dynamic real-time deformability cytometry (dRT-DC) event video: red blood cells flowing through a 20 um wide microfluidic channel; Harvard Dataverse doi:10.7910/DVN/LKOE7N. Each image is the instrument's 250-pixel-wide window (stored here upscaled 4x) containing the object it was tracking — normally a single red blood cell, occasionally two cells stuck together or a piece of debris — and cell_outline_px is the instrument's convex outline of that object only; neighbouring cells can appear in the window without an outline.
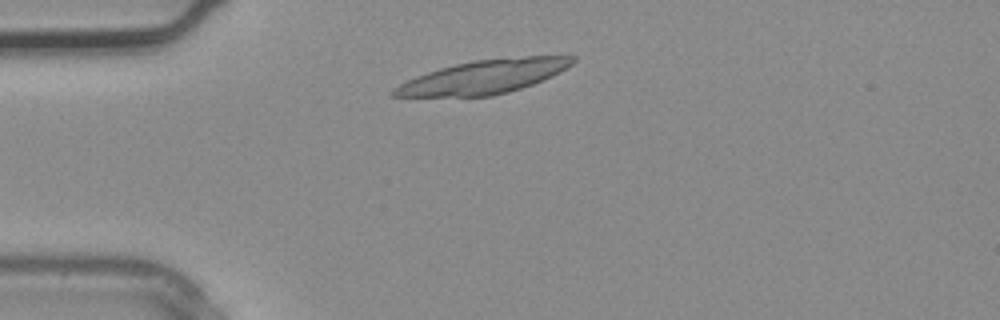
{"species": "common noctule bat (a hibernating species)", "species_latin": "Nyctalus noctula", "temperature_condition": "warm", "stored_images_in_passage": 1, "camera_frame_rate_fps": 3000, "um_per_image_px": 0.085, "animal": {"sex": "male", "body_mass_g": 20.4}, "frame": {"image": 1, "passage_image": 1, "time_ms": 0.0, "image_size_px": [1000, 320], "cell_outline_px": [[576, 60], [572, 64], [560, 72], [544, 80], [508, 92], [492, 96], [392, 96], [392, 88], [416, 76], [440, 68], [456, 64], [476, 60], [524, 56], [576, 56]], "centroid_in_image_um": [41.16, 6.52], "position_along_channel_um": 43.8, "area_um2": 34.62}}